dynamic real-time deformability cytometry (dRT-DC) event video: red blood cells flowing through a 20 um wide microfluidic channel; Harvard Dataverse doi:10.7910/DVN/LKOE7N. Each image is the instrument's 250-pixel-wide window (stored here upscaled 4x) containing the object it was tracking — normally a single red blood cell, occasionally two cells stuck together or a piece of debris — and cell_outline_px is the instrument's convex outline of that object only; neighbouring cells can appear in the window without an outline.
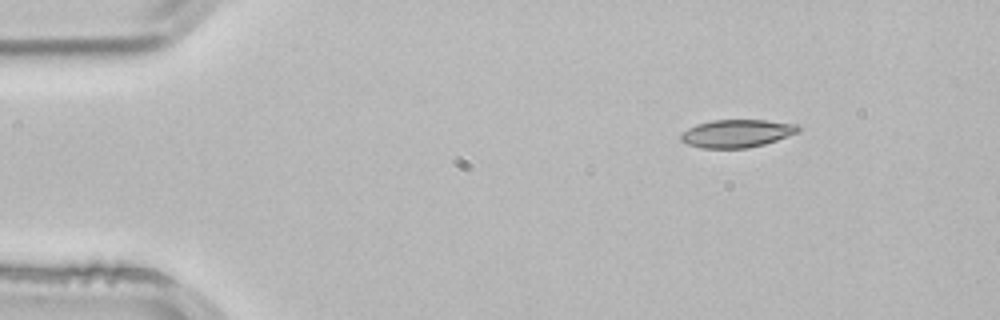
{"species": "common noctule bat (a hibernating species)", "species_latin": "Nyctalus noctula", "temperature_condition": "room temperature", "stored_images_in_passage": 4, "camera_frame_rate_fps": 3000, "um_per_image_px": 0.085, "animal": {"sex": "male", "body_mass_g": 21.5, "forearm_length_mm": 52.0}, "frame": {"image": 1, "passage_image": 4, "time_ms": 1.0, "image_size_px": [1000, 320], "cell_outline_px": [[800, 132], [764, 144], [748, 148], [700, 148], [688, 144], [680, 140], [680, 136], [688, 128], [696, 124], [712, 120], [764, 120], [800, 124]], "centroid_in_image_um": [62.66, 11.34], "position_along_channel_um": 22.3, "area_um2": 19.13}}